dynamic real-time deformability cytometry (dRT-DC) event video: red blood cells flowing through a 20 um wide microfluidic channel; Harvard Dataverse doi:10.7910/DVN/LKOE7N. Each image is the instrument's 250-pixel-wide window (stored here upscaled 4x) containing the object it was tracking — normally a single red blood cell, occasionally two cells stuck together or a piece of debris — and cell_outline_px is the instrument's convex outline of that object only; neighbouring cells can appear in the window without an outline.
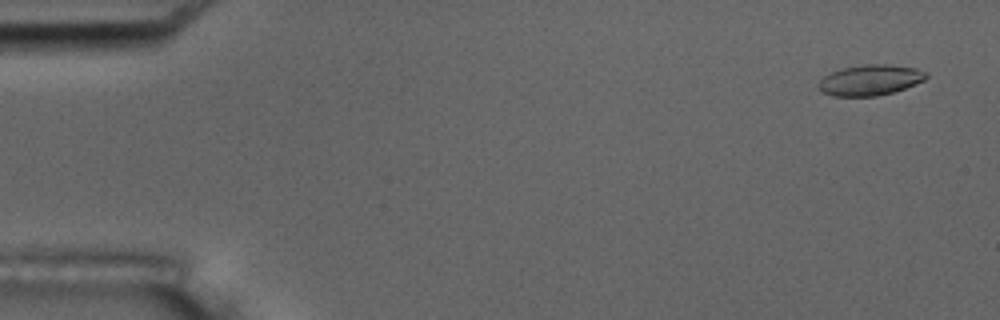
{"species": "common noctule bat (a hibernating species)", "species_latin": "Nyctalus noctula", "temperature_condition": "room temperature", "stored_images_in_passage": 56, "camera_frame_rate_fps": 3000, "um_per_image_px": 0.085, "animal": {"sex": "male", "body_mass_g": 17.5, "forearm_length_mm": 52.3}, "frame": {"image": 1, "passage_image": 3, "time_ms": 0.667, "image_size_px": [1000, 320], "cell_outline_px": [[928, 76], [924, 80], [904, 88], [892, 92], [876, 96], [832, 96], [820, 92], [816, 84], [824, 76], [832, 72], [844, 68], [864, 64], [888, 64], [916, 68], [928, 72]], "centroid_in_image_um": [73.94, 6.81], "position_along_channel_um": 11.1, "area_um2": 19.25}}
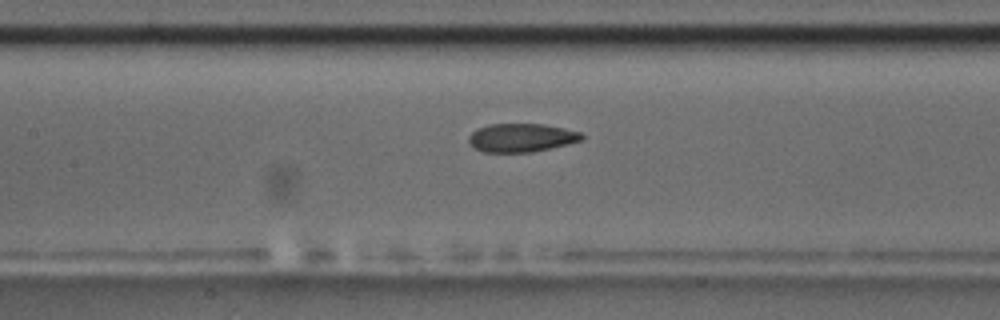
{"frame": {"image": 2, "passage_image": 26, "time_ms": 8.333, "image_size_px": [1000, 320], "cell_outline_px": [[584, 136], [580, 140], [568, 144], [532, 152], [484, 152], [472, 148], [468, 144], [468, 136], [472, 132], [488, 124], [544, 124], [564, 128], [580, 132]], "centroid_in_image_um": [44.27, 11.71], "position_along_channel_um": 163.1, "area_um2": 18.79}}
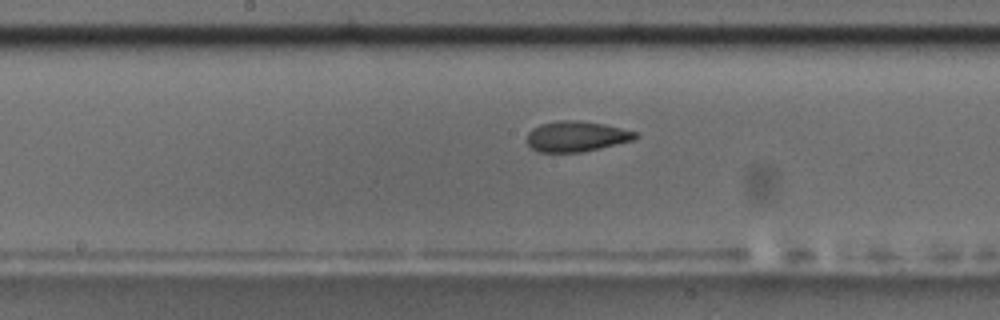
{"frame": {"image": 3, "passage_image": 29, "time_ms": 9.333, "image_size_px": [1000, 320], "cell_outline_px": [[640, 136], [632, 140], [600, 148], [580, 152], [536, 152], [528, 144], [528, 132], [532, 128], [540, 124], [556, 120], [580, 120], [604, 124], [636, 132]], "centroid_in_image_um": [48.96, 11.58], "position_along_channel_um": 199.2, "area_um2": 19.25}, "authors_computed_cell_mechanics": {"area_um2": 19.4208, "velocity_mm_per_s": 3.6443, "shape_relaxation_time_tau1_ms": 10.3436, "shape_relaxation_time_tau2_ms": 2.1016, "deformation_change_tau1": 0.2148, "deformation_change_tau2": 0.0744}}